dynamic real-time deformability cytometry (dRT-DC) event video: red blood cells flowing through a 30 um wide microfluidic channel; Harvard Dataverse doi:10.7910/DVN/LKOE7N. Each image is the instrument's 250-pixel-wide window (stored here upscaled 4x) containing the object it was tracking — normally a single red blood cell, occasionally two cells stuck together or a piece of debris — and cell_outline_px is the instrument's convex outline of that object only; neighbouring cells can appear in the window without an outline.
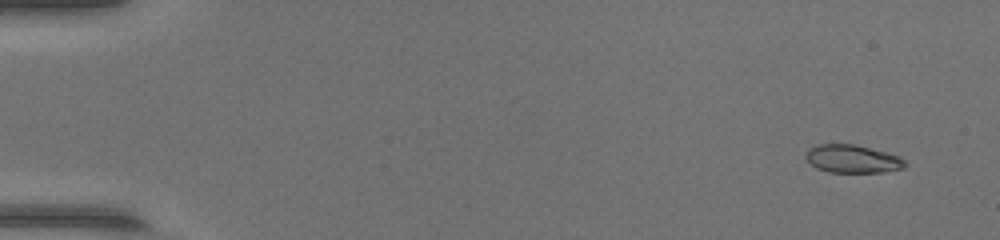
{"species": "common noctule bat (a hibernating species)", "species_latin": "Nyctalus noctula", "temperature_condition": "warm", "stored_images_in_passage": 48, "camera_frame_rate_fps": 3000, "um_per_image_px": 0.085, "animal": {"sex": "female", "body_mass_g": 17.0, "forearm_length_mm": 48.0}, "frame": {"image": 1, "passage_image": 3, "time_ms": 0.667, "image_size_px": [1000, 240], "cell_outline_px": [[908, 164], [904, 168], [884, 172], [828, 172], [816, 168], [804, 156], [808, 148], [820, 144], [852, 144], [900, 156]], "centroid_in_image_um": [72.46, 13.51], "position_along_channel_um": 12.5, "area_um2": 16.13}}
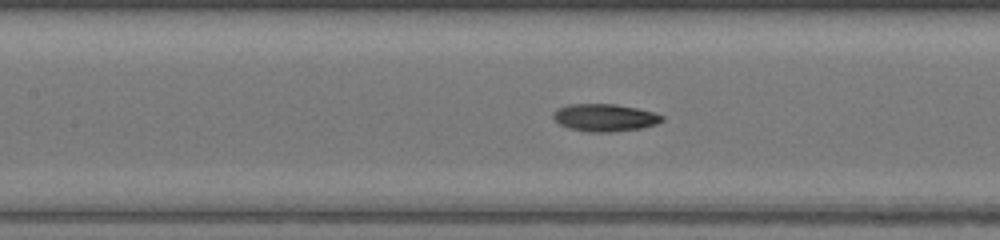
{"frame": {"image": 2, "passage_image": 23, "time_ms": 7.333, "image_size_px": [1000, 240], "cell_outline_px": [[664, 120], [656, 124], [640, 128], [612, 132], [592, 132], [568, 128], [560, 124], [552, 116], [560, 108], [568, 104], [616, 104], [636, 108], [652, 112], [664, 116]], "centroid_in_image_um": [51.43, 10.0], "position_along_channel_um": 156.0, "area_um2": 17.17}}
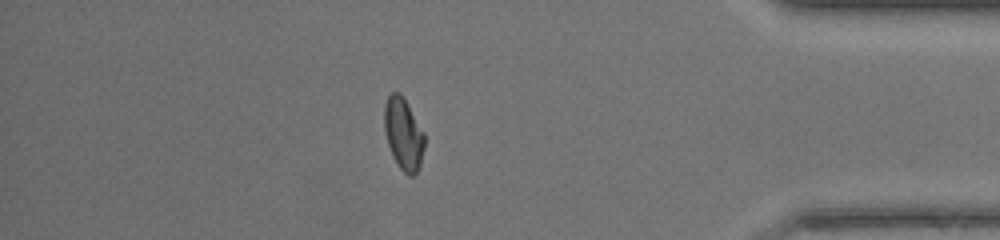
{"frame": {"image": 3, "passage_image": 42, "time_ms": 13.667, "image_size_px": [1000, 240], "cell_outline_px": [[424, 148], [420, 168], [412, 176], [408, 176], [400, 168], [392, 156], [388, 144], [384, 128], [384, 104], [388, 96], [392, 92], [400, 92], [424, 132]], "centroid_in_image_um": [34.29, 11.39], "position_along_channel_um": 400.9, "area_um2": 16.82}, "authors_computed_cell_mechanics": {"area_um2": 16.7909, "velocity_mm_per_s": 4.405, "shape_relaxation_time_tau1_ms": 5.3982, "shape_relaxation_time_tau2_ms": 2.0257, "deformation_change_tau1": 0.1856, "deformation_change_tau2": 0.072}}